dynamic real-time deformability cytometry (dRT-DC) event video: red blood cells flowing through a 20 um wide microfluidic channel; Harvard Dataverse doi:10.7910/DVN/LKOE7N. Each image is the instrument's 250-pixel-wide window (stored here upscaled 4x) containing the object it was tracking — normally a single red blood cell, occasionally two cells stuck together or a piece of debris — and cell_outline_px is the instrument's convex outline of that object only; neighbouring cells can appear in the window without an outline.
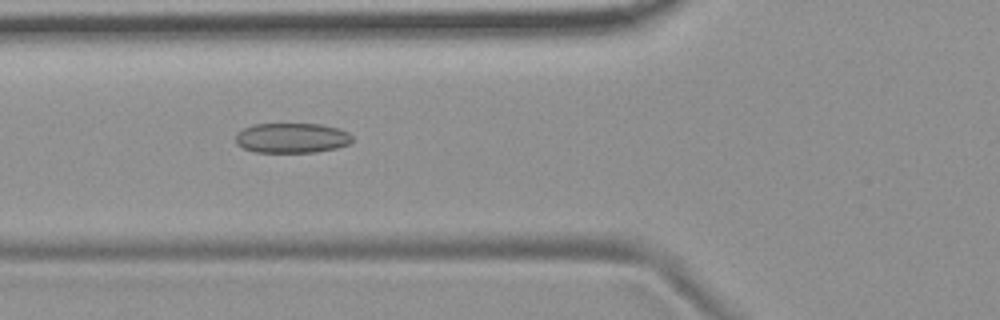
{"species": "common noctule bat (a hibernating species)", "species_latin": "Nyctalus noctula", "temperature_condition": "room temperature", "stored_images_in_passage": 40, "camera_frame_rate_fps": 3000, "um_per_image_px": 0.085, "animal": {"sex": "female", "body_mass_g": 19.9}, "frame": {"image": 1, "passage_image": 6, "time_ms": 1.667, "image_size_px": [1000, 320], "cell_outline_px": [[352, 140], [348, 144], [336, 148], [316, 152], [256, 152], [244, 148], [236, 144], [236, 132], [252, 124], [320, 124], [340, 128], [348, 132], [352, 136]], "centroid_in_image_um": [24.8, 11.72], "position_along_channel_um": 101.0, "area_um2": 20.46}}
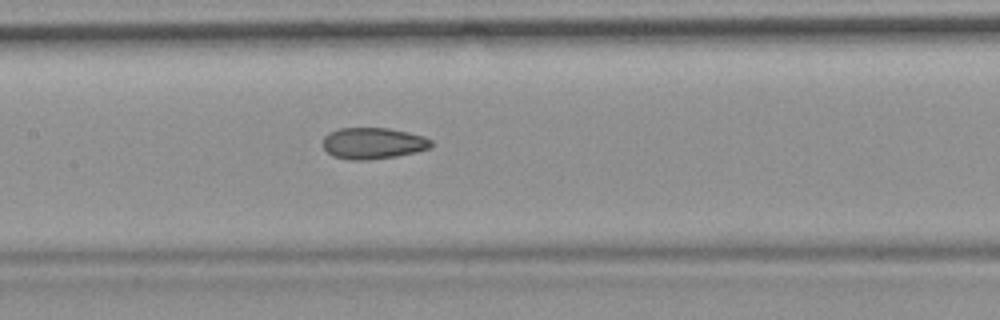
{"frame": {"image": 2, "passage_image": 12, "time_ms": 3.667, "image_size_px": [1000, 320], "cell_outline_px": [[432, 148], [416, 152], [396, 156], [368, 160], [352, 160], [332, 156], [324, 148], [324, 136], [328, 132], [340, 128], [388, 128], [408, 132], [424, 136], [432, 140]], "centroid_in_image_um": [31.73, 12.18], "position_along_channel_um": 175.7, "area_um2": 19.88}}
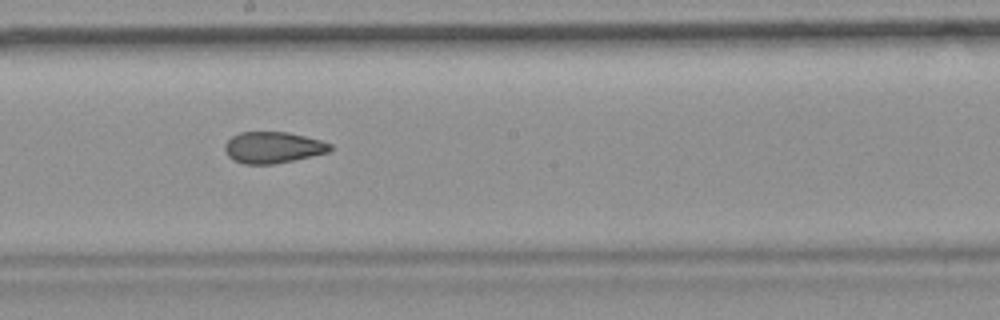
{"frame": {"image": 3, "passage_image": 16, "time_ms": 5.0, "image_size_px": [1000, 320], "cell_outline_px": [[332, 148], [328, 152], [292, 160], [272, 164], [244, 164], [232, 160], [228, 156], [224, 148], [224, 144], [232, 136], [240, 132], [288, 132], [320, 140], [332, 144]], "centroid_in_image_um": [23.16, 12.53], "position_along_channel_um": 225.0, "area_um2": 19.13}, "authors_computed_cell_mechanics": {"area_um2": 20.0855, "velocity_mm_per_s": 3.7207, "shape_relaxation_time_tau1_ms": null, "shape_relaxation_time_tau2_ms": 2.4595, "deformation_change_tau1": null, "deformation_change_tau2": 0.0861}}